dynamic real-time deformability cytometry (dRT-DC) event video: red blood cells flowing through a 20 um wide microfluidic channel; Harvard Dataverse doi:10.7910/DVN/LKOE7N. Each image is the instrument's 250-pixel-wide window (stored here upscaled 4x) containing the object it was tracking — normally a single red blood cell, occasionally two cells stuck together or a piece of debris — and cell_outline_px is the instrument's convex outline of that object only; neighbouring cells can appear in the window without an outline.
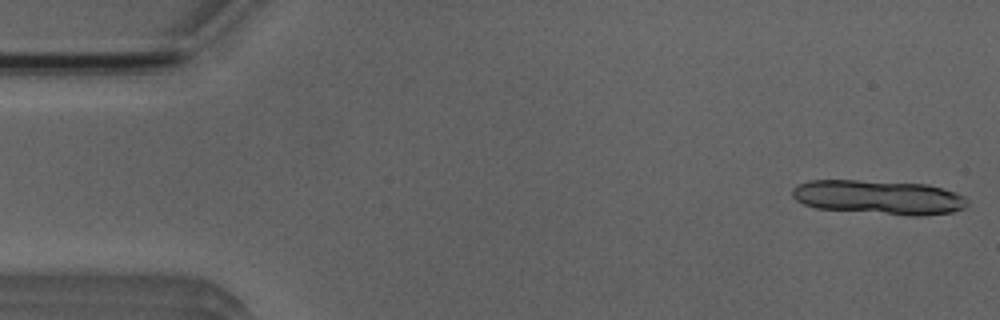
{"species": "Egyptian fruit bat (a non-hibernating species)", "species_latin": "Rousettus aegyptiacus", "temperature_condition": "room temperature", "stored_images_in_passage": 6, "camera_frame_rate_fps": 3000, "um_per_image_px": 0.085, "animal": {"sex": "male"}, "frame": {"image": 1, "passage_image": 1, "time_ms": 0.0, "image_size_px": [1000, 320], "cell_outline_px": [[968, 204], [964, 208], [952, 212], [920, 216], [908, 216], [816, 208], [804, 204], [796, 200], [792, 196], [792, 188], [808, 180], [856, 180], [928, 184], [956, 192], [964, 196], [968, 200]], "centroid_in_image_um": [74.71, 16.77], "position_along_channel_um": 10.3, "area_um2": 35.2}}